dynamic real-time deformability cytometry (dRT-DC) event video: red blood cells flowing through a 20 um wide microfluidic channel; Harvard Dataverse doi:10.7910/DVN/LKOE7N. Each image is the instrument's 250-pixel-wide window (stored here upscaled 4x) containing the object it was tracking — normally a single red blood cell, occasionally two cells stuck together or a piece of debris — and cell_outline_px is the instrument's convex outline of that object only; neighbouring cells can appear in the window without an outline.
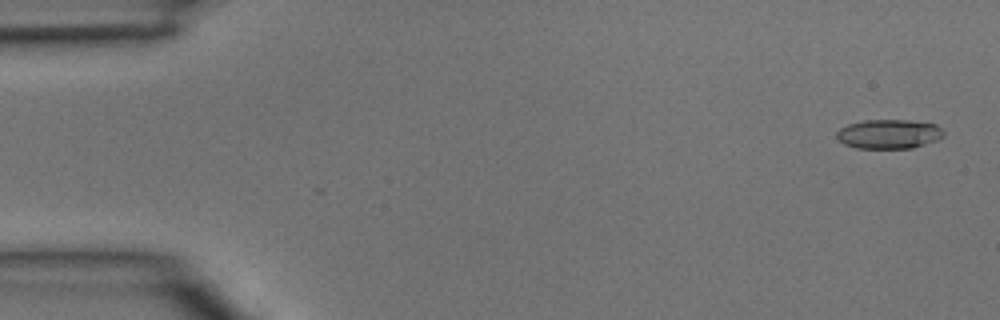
{"species": "common noctule bat (a hibernating species)", "species_latin": "Nyctalus noctula", "temperature_condition": "room temperature", "stored_images_in_passage": 4, "camera_frame_rate_fps": 3000, "um_per_image_px": 0.085, "animal": {"sex": "male", "body_mass_g": 15.6}, "frame": {"image": 1, "passage_image": 1, "time_ms": 0.0, "image_size_px": [1000, 320], "cell_outline_px": [[944, 136], [936, 140], [912, 148], [856, 148], [844, 144], [836, 136], [836, 132], [840, 128], [848, 124], [864, 120], [908, 120], [936, 124], [944, 132]], "centroid_in_image_um": [75.54, 11.39], "position_along_channel_um": 9.5, "area_um2": 18.21}}
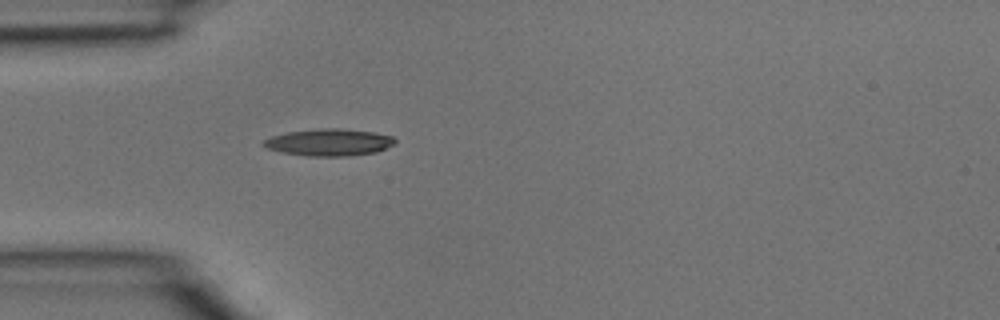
{"frame": {"image": 2, "passage_image": 4, "time_ms": 1.0, "image_size_px": [1000, 320], "cell_outline_px": [[396, 140], [392, 144], [376, 152], [348, 156], [308, 156], [280, 152], [268, 148], [260, 144], [264, 140], [272, 136], [288, 132], [324, 128], [336, 128], [376, 132], [392, 136]], "centroid_in_image_um": [27.95, 12.1], "position_along_channel_um": 57.0, "area_um2": 20.52}}